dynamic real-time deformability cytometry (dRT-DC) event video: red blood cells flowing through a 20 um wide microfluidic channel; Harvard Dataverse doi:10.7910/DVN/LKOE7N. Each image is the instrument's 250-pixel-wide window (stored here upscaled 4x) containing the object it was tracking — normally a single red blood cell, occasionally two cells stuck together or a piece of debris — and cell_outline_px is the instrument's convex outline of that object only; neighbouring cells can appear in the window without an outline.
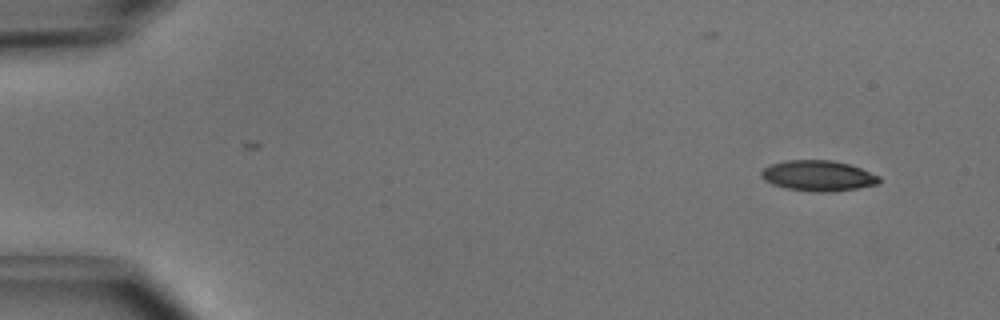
{"species": "common noctule bat (a hibernating species)", "species_latin": "Nyctalus noctula", "temperature_condition": "cold", "stored_images_in_passage": 4, "camera_frame_rate_fps": 3000, "um_per_image_px": 0.085, "animal": {"sex": "male", "body_mass_g": 15.6}, "frame": {"image": 1, "passage_image": 1, "time_ms": 0.0, "image_size_px": [1000, 320], "cell_outline_px": [[880, 184], [836, 192], [816, 192], [784, 188], [772, 184], [764, 180], [760, 176], [760, 172], [768, 164], [784, 160], [832, 160], [848, 164], [860, 168], [880, 176]], "centroid_in_image_um": [69.52, 14.94], "position_along_channel_um": 15.5, "area_um2": 21.33}}
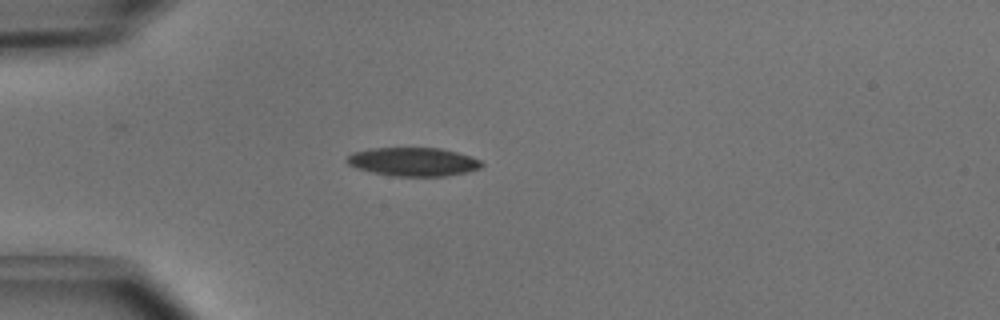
{"frame": {"image": 2, "passage_image": 4, "time_ms": 1.0, "image_size_px": [1000, 320], "cell_outline_px": [[484, 164], [480, 168], [468, 172], [444, 176], [392, 176], [372, 172], [356, 168], [348, 164], [344, 160], [352, 152], [368, 148], [440, 148], [456, 152], [480, 160]], "centroid_in_image_um": [35.08, 13.75], "position_along_channel_um": 49.9, "area_um2": 22.48}}